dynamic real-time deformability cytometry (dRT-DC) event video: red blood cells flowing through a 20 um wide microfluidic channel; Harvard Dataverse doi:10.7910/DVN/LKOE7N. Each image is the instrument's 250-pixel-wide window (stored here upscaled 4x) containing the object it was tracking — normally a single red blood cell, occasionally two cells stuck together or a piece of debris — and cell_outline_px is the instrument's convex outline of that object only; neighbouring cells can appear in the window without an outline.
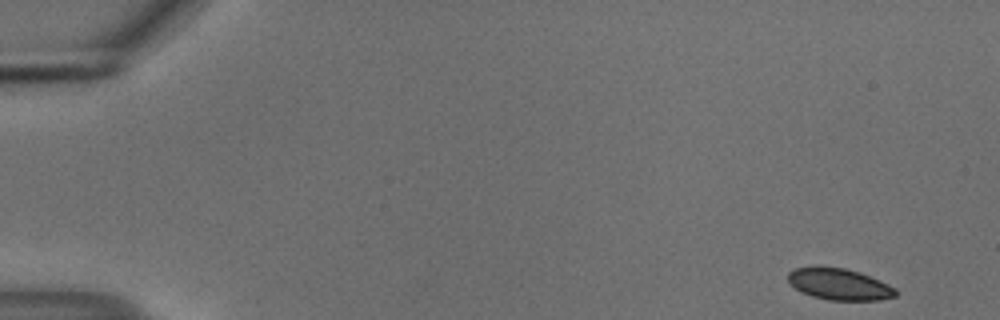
{"species": "common noctule bat (a hibernating species)", "species_latin": "Nyctalus noctula", "temperature_condition": "cold", "stored_images_in_passage": 53, "camera_frame_rate_fps": 3000, "um_per_image_px": 0.085, "animal": {"sex": "male", "body_mass_g": 18.8}, "frame": {"image": 1, "passage_image": 1, "time_ms": 0.0, "image_size_px": [1000, 320], "cell_outline_px": [[896, 296], [880, 300], [828, 300], [812, 296], [800, 292], [788, 284], [788, 272], [796, 268], [812, 264], [844, 268], [860, 272], [888, 284], [896, 288]], "centroid_in_image_um": [71.27, 24.13], "position_along_channel_um": 13.7, "area_um2": 20.23}}
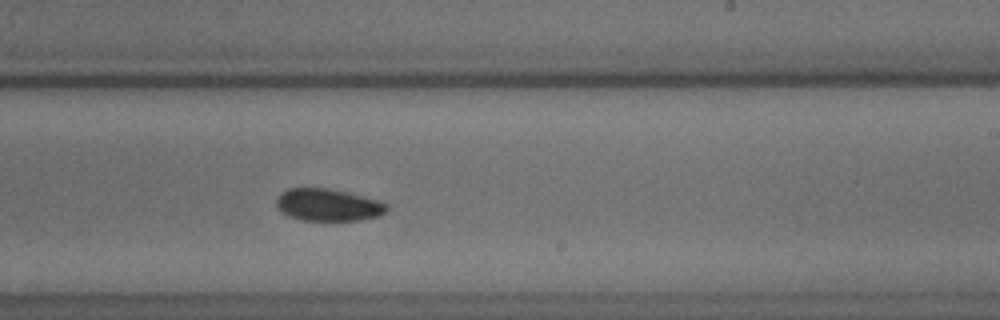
{"frame": {"image": 2, "passage_image": 32, "time_ms": 10.333, "image_size_px": [1000, 320], "cell_outline_px": [[388, 208], [380, 216], [360, 220], [304, 220], [288, 216], [280, 212], [276, 208], [276, 200], [288, 188], [328, 188], [348, 192], [380, 200], [388, 204]], "centroid_in_image_um": [27.91, 17.42], "position_along_channel_um": 261.1, "area_um2": 20.81}}
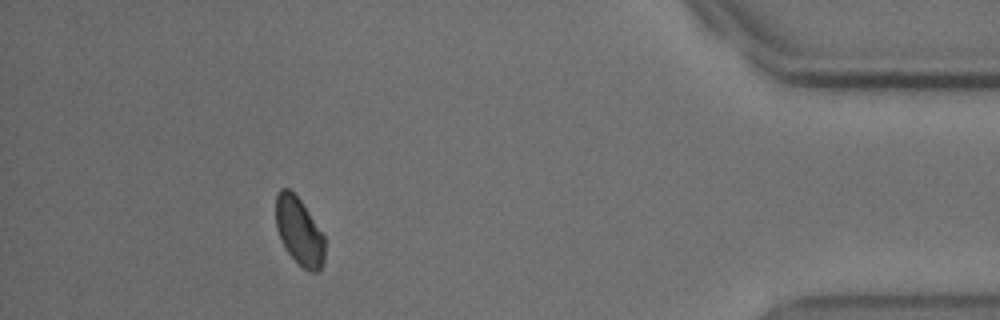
{"frame": {"image": 3, "passage_image": 48, "time_ms": 15.667, "image_size_px": [1000, 320], "cell_outline_px": [[324, 260], [320, 272], [312, 272], [304, 268], [284, 248], [280, 240], [276, 228], [276, 196], [280, 188], [288, 188], [300, 200], [324, 236]], "centroid_in_image_um": [25.42, 19.68], "position_along_channel_um": 409.8, "area_um2": 19.07}}